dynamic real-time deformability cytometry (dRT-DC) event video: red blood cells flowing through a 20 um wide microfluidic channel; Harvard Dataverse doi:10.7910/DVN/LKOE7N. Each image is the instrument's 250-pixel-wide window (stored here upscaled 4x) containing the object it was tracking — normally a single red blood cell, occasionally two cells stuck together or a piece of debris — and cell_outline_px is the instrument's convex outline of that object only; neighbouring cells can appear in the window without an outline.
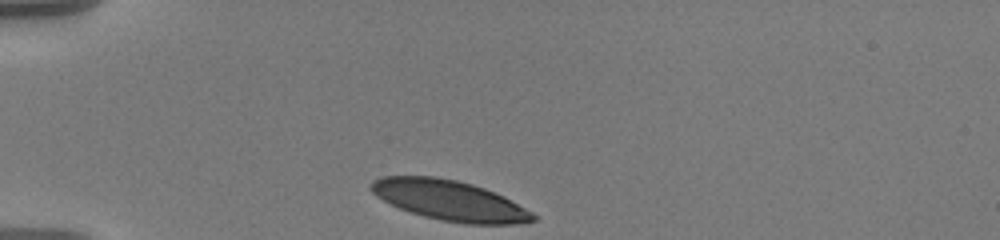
{"species": "human", "species_latin": "Homo sapiens", "temperature_condition": "warm", "stored_images_in_passage": 35, "camera_frame_rate_fps": 3000, "um_per_image_px": 0.085, "donor": {"sex": "male"}, "frame": {"image": 1, "passage_image": 1, "time_ms": 0.0, "image_size_px": [1000, 240], "cell_outline_px": [[536, 220], [520, 224], [468, 224], [440, 220], [424, 216], [400, 208], [376, 196], [368, 188], [372, 180], [380, 176], [436, 176], [456, 180], [472, 184], [484, 188], [504, 196], [532, 212], [536, 216]], "centroid_in_image_um": [38.21, 17.03], "position_along_channel_um": 46.8, "area_um2": 37.92}}
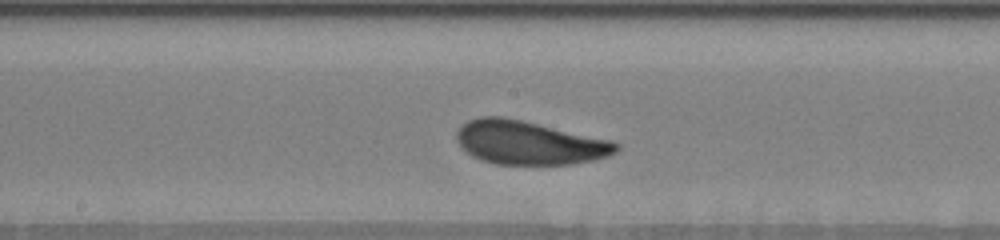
{"frame": {"image": 2, "passage_image": 17, "time_ms": 5.333, "image_size_px": [1000, 240], "cell_outline_px": [[620, 148], [616, 152], [608, 156], [592, 160], [572, 164], [496, 164], [480, 160], [472, 156], [456, 140], [456, 132], [468, 120], [480, 116], [500, 116], [520, 120], [612, 140], [620, 144]], "centroid_in_image_um": [44.98, 12.13], "position_along_channel_um": 203.2, "area_um2": 40.34}}
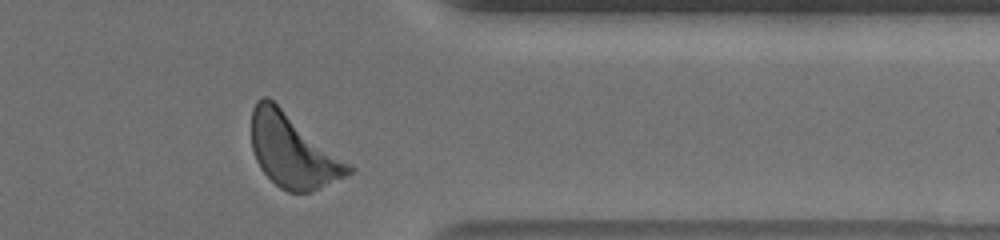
{"frame": {"image": 3, "passage_image": 33, "time_ms": 10.667, "image_size_px": [1000, 240], "cell_outline_px": [[356, 168], [352, 172], [320, 188], [308, 192], [288, 192], [280, 188], [260, 168], [256, 160], [252, 148], [252, 108], [256, 100], [264, 96], [268, 96], [352, 164]], "centroid_in_image_um": [24.9, 12.8], "position_along_channel_um": 386.5, "area_um2": 41.5}, "authors_computed_cell_mechanics": {"area_um2": 39.9976, "velocity_mm_per_s": 3.537, "shape_relaxation_time_tau1_ms": 2.0273, "shape_relaxation_time_tau2_ms": 10.6837, "deformation_change_tau1": 0.1143, "deformation_change_tau2": 0.1971}}